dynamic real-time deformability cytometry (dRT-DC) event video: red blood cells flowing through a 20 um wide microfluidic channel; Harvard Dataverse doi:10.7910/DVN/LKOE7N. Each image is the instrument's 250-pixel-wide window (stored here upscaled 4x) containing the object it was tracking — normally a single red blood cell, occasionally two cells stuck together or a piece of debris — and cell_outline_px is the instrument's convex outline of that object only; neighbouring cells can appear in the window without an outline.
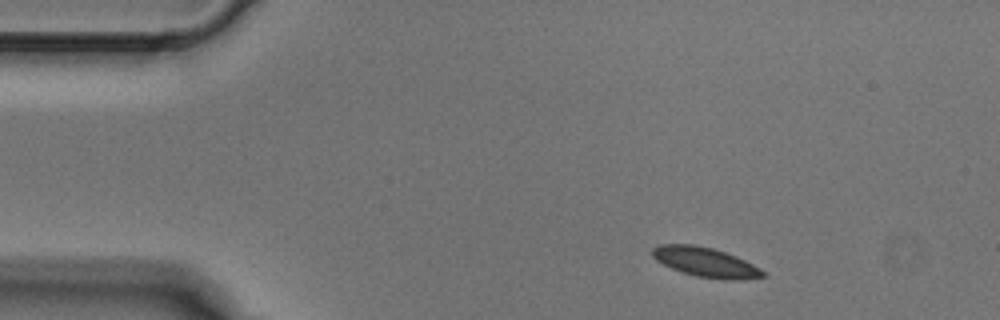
{"species": "Egyptian fruit bat (a non-hibernating species)", "species_latin": "Rousettus aegyptiacus", "temperature_condition": "cold", "stored_images_in_passage": 2, "camera_frame_rate_fps": 3000, "um_per_image_px": 0.085, "animal": {"sex": "male"}, "frame": {"image": 1, "passage_image": 1, "time_ms": 0.0, "image_size_px": [1000, 320], "cell_outline_px": [[768, 276], [740, 280], [728, 280], [696, 276], [680, 272], [656, 260], [652, 256], [652, 248], [660, 244], [692, 244], [712, 248], [736, 256], [760, 268]], "centroid_in_image_um": [59.97, 22.29], "position_along_channel_um": 25.0, "area_um2": 19.02}}